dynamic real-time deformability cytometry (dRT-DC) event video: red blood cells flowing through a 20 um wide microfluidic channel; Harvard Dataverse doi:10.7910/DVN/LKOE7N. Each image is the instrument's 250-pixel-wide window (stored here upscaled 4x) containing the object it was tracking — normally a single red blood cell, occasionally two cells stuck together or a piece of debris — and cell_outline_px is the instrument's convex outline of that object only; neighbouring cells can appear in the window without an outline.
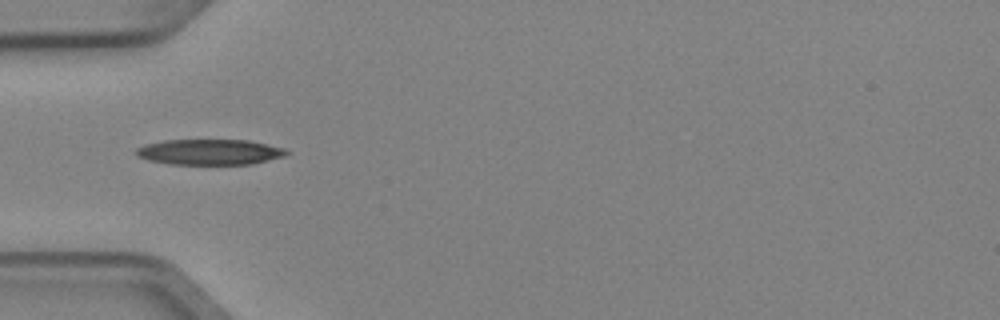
{"species": "Egyptian fruit bat (a non-hibernating species)", "species_latin": "Rousettus aegyptiacus", "temperature_condition": "cold", "stored_images_in_passage": 8, "camera_frame_rate_fps": 3000, "um_per_image_px": 0.085, "animal": {"sex": "female"}, "frame": {"image": 1, "passage_image": 5, "time_ms": 1.333, "image_size_px": [1000, 320], "cell_outline_px": [[292, 152], [284, 156], [252, 164], [172, 164], [148, 160], [136, 156], [136, 148], [144, 144], [164, 140], [248, 140], [284, 148]], "centroid_in_image_um": [17.81, 12.92], "position_along_channel_um": 67.2, "area_um2": 22.43}}
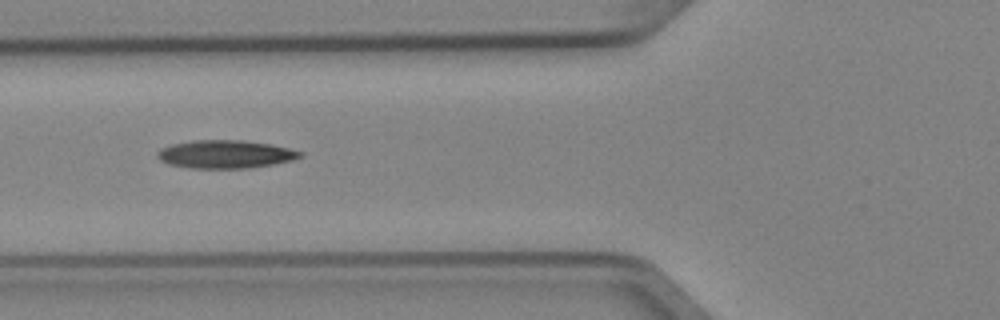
{"frame": {"image": 2, "passage_image": 6, "time_ms": 1.667, "image_size_px": [1000, 320], "cell_outline_px": [[304, 156], [292, 160], [272, 164], [248, 168], [188, 168], [168, 164], [160, 160], [156, 156], [156, 152], [160, 148], [172, 144], [192, 140], [244, 140], [272, 144], [304, 152]], "centroid_in_image_um": [19.14, 13.1], "position_along_channel_um": 106.7, "area_um2": 23.58}}
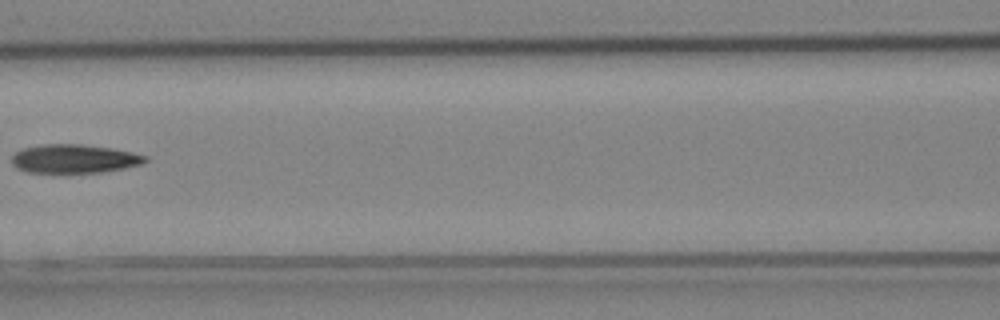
{"frame": {"image": 3, "passage_image": 7, "time_ms": 2.0, "image_size_px": [1000, 320], "cell_outline_px": [[148, 160], [140, 164], [124, 168], [104, 172], [28, 172], [16, 168], [12, 164], [12, 156], [16, 152], [24, 148], [44, 144], [80, 144], [112, 148], [132, 152], [148, 156]], "centroid_in_image_um": [6.32, 13.49], "position_along_channel_um": 160.3, "area_um2": 22.2}}